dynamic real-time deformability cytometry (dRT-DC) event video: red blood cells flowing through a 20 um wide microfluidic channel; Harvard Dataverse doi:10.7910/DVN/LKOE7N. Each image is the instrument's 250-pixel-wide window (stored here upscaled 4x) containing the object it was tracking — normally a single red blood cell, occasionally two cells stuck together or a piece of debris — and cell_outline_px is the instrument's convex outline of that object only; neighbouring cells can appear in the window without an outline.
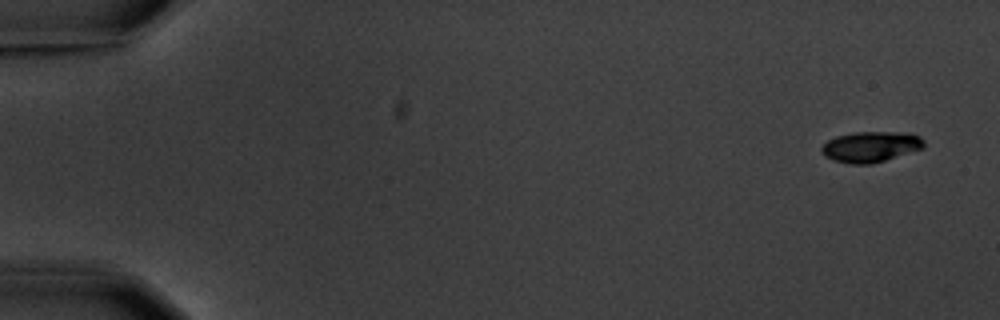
{"species": "common noctule bat (a hibernating species)", "species_latin": "Nyctalus noctula", "temperature_condition": "warm", "stored_images_in_passage": 7, "camera_frame_rate_fps": 3000, "um_per_image_px": 0.085, "animal": {"sex": "male", "body_mass_g": 20.1, "forearm_length_mm": 53.5}, "frame": {"image": 1, "passage_image": 1, "time_ms": 0.0, "image_size_px": [1000, 320], "cell_outline_px": [[924, 148], [872, 164], [852, 164], [832, 160], [824, 156], [820, 152], [820, 148], [828, 140], [836, 136], [852, 132], [912, 132], [920, 136], [924, 140]], "centroid_in_image_um": [74.01, 12.46], "position_along_channel_um": 11.0, "area_um2": 18.55}}
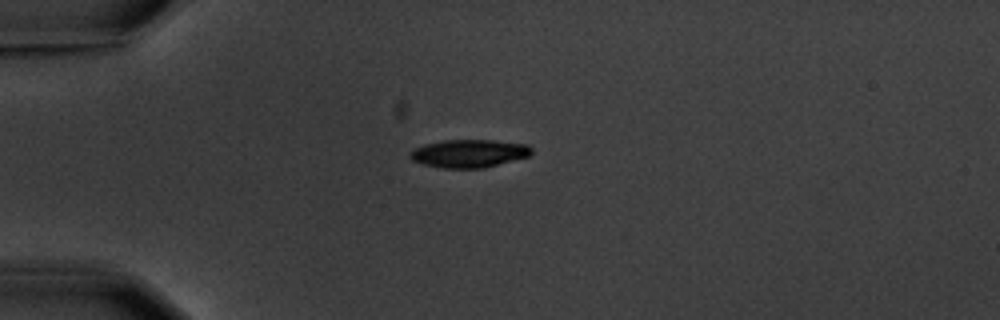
{"frame": {"image": 2, "passage_image": 4, "time_ms": 4.333, "image_size_px": [1000, 320], "cell_outline_px": [[532, 152], [528, 156], [484, 168], [440, 168], [424, 164], [412, 160], [408, 156], [412, 148], [424, 144], [444, 140], [492, 140], [528, 144], [532, 148]], "centroid_in_image_um": [39.83, 13.04], "position_along_channel_um": 45.2, "area_um2": 19.88}}